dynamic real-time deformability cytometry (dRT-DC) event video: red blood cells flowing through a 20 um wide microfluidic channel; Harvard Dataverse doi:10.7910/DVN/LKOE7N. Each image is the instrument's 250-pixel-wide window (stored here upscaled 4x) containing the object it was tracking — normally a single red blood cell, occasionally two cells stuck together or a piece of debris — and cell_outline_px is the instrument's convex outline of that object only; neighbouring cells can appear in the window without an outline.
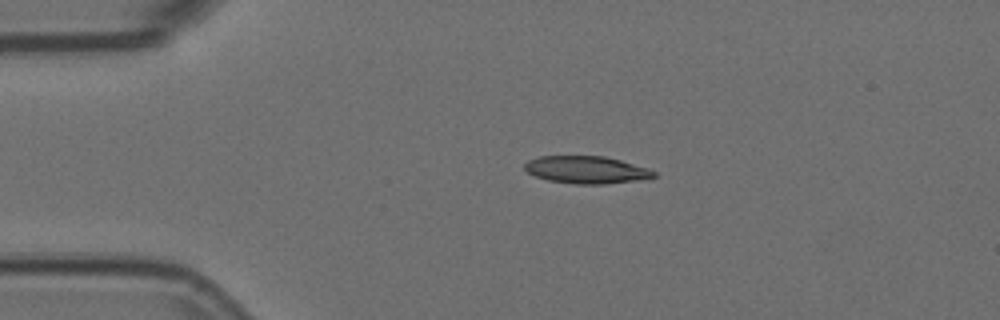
{"species": "Egyptian fruit bat (a non-hibernating species)", "species_latin": "Rousettus aegyptiacus", "temperature_condition": "room temperature", "stored_images_in_passage": 2, "camera_frame_rate_fps": 3000, "um_per_image_px": 0.085, "animal": {"sex": "female"}, "frame": {"image": 1, "passage_image": 1, "time_ms": 0.0, "image_size_px": [1000, 320], "cell_outline_px": [[656, 176], [644, 180], [604, 184], [576, 184], [548, 180], [536, 176], [528, 172], [524, 168], [524, 164], [528, 160], [540, 156], [604, 156], [620, 160], [648, 168], [656, 172]], "centroid_in_image_um": [49.88, 14.44], "position_along_channel_um": 35.1, "area_um2": 20.69}}